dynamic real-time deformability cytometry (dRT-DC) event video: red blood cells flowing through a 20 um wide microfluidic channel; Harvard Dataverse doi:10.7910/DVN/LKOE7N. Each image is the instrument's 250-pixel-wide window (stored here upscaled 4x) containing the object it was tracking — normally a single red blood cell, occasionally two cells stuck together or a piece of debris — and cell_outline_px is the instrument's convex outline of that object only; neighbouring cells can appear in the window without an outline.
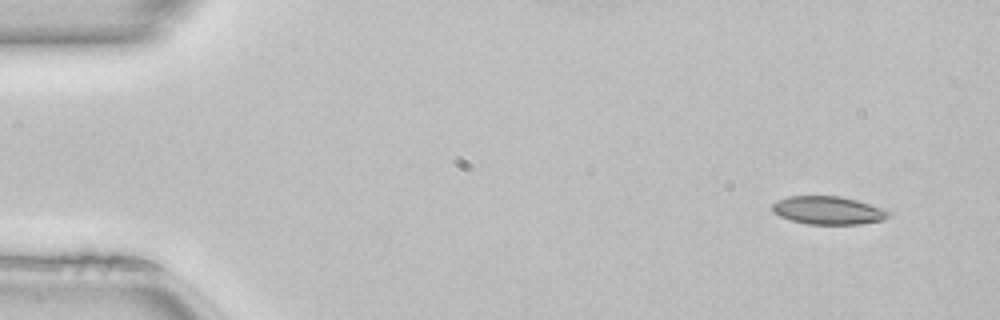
{"species": "common noctule bat (a hibernating species)", "species_latin": "Nyctalus noctula", "temperature_condition": "room temperature", "stored_images_in_passage": 47, "camera_frame_rate_fps": 3000, "um_per_image_px": 0.085, "animal": {"sex": "female", "body_mass_g": 22.7, "forearm_length_mm": 54.2}, "frame": {"image": 1, "passage_image": 1, "time_ms": 0.0, "image_size_px": [1000, 320], "cell_outline_px": [[892, 212], [884, 220], [860, 224], [808, 224], [792, 220], [780, 216], [772, 208], [772, 204], [776, 200], [788, 196], [840, 196], [856, 200]], "centroid_in_image_um": [70.39, 17.88], "position_along_channel_um": 14.6, "area_um2": 18.84}}
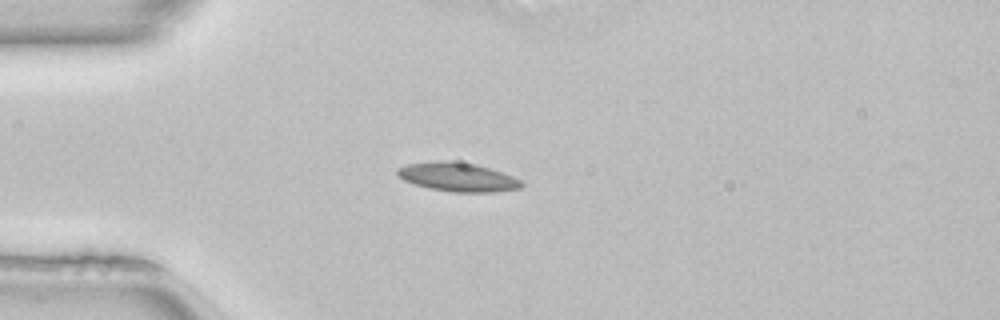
{"frame": {"image": 2, "passage_image": 10, "time_ms": 3.0, "image_size_px": [1000, 320], "cell_outline_px": [[524, 184], [520, 188], [500, 192], [452, 192], [428, 188], [404, 180], [396, 172], [396, 168], [408, 164], [436, 160], [444, 160], [476, 164], [512, 176], [520, 180]], "centroid_in_image_um": [38.9, 15.05], "position_along_channel_um": 46.1, "area_um2": 20.81}}
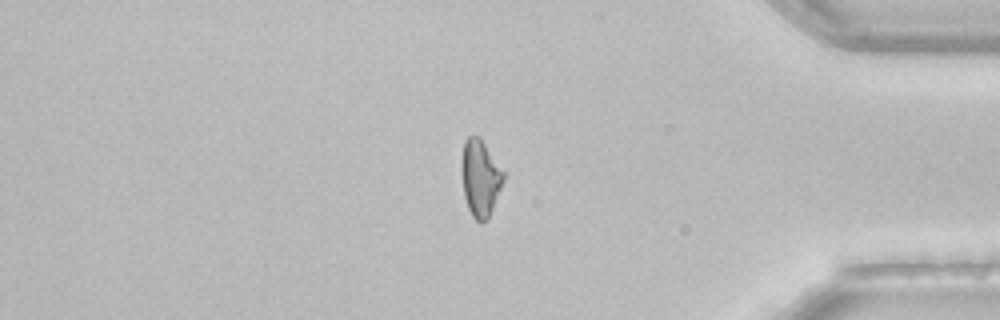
{"frame": {"image": 3, "passage_image": 39, "time_ms": 12.667, "image_size_px": [1000, 320], "cell_outline_px": [[504, 180], [488, 220], [476, 220], [472, 216], [468, 208], [464, 196], [460, 168], [460, 160], [464, 140], [468, 136], [480, 136], [504, 172]], "centroid_in_image_um": [40.79, 15.09], "position_along_channel_um": 394.4, "area_um2": 18.9}, "authors_computed_cell_mechanics": {"area_um2": 19.074, "velocity_mm_per_s": 4.0743, "shape_relaxation_time_tau1_ms": null, "shape_relaxation_time_tau2_ms": 4.0513, "deformation_change_tau1": null, "deformation_change_tau2": 0.0955}}